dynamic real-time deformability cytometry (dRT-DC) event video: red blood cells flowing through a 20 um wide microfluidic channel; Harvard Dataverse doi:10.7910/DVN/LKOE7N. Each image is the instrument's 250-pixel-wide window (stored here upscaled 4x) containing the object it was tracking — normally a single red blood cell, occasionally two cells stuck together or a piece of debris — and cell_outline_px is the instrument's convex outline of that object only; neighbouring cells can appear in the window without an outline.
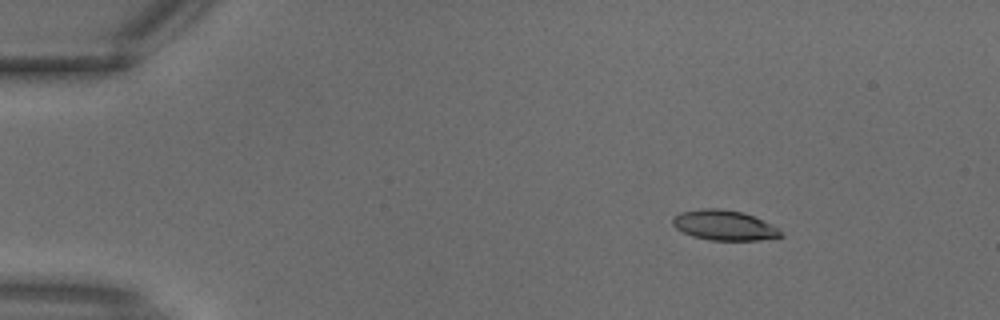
{"species": "common noctule bat (a hibernating species)", "species_latin": "Nyctalus noctula", "temperature_condition": "warm", "stored_images_in_passage": 2, "camera_frame_rate_fps": 3000, "um_per_image_px": 0.085, "animal": {"sex": "male", "body_mass_g": 18.8}, "frame": {"image": 1, "passage_image": 1, "time_ms": 0.0, "image_size_px": [1000, 320], "cell_outline_px": [[784, 236], [760, 240], [712, 240], [692, 236], [676, 228], [672, 224], [672, 216], [680, 212], [704, 208], [716, 208], [744, 212], [780, 228]], "centroid_in_image_um": [61.56, 19.14], "position_along_channel_um": 23.4, "area_um2": 19.02}}